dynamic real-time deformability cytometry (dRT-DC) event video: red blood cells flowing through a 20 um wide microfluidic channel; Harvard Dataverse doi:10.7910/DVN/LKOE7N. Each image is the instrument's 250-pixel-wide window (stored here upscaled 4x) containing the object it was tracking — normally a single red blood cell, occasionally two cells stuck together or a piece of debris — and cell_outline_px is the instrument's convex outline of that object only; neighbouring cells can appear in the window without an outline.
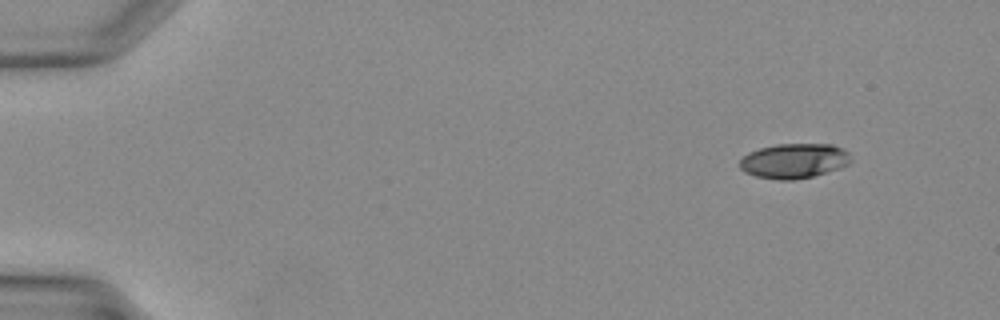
{"species": "Egyptian fruit bat (a non-hibernating species)", "species_latin": "Rousettus aegyptiacus", "temperature_condition": "warm", "stored_images_in_passage": 36, "camera_frame_rate_fps": 3000, "um_per_image_px": 0.085, "animal": {"sex": "female"}, "frame": {"image": 1, "passage_image": 1, "time_ms": 0.0, "image_size_px": [1000, 320], "cell_outline_px": [[852, 160], [848, 164], [840, 168], [812, 176], [792, 180], [780, 180], [756, 176], [744, 172], [740, 168], [740, 160], [748, 152], [760, 148], [776, 144], [832, 144], [848, 152]], "centroid_in_image_um": [67.49, 13.67], "position_along_channel_um": 17.5, "area_um2": 22.48}}
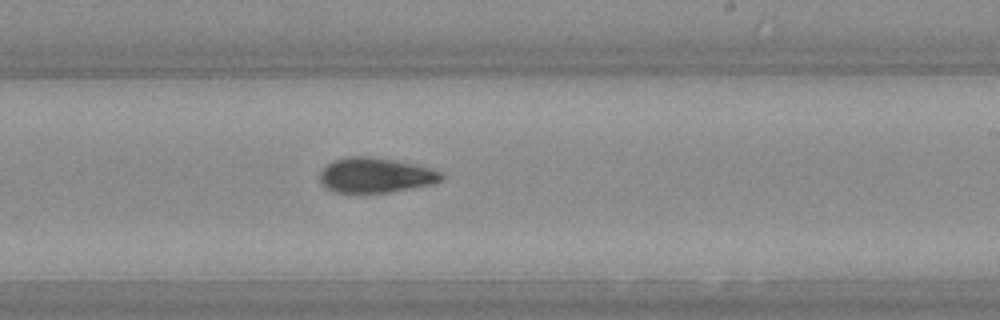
{"frame": {"image": 2, "passage_image": 21, "time_ms": 6.667, "image_size_px": [1000, 320], "cell_outline_px": [[444, 180], [432, 184], [412, 188], [388, 192], [332, 192], [320, 180], [320, 172], [332, 160], [348, 156], [368, 156], [392, 160], [412, 164], [428, 168], [440, 172], [444, 176]], "centroid_in_image_um": [31.91, 14.89], "position_along_channel_um": 257.1, "area_um2": 24.45}}
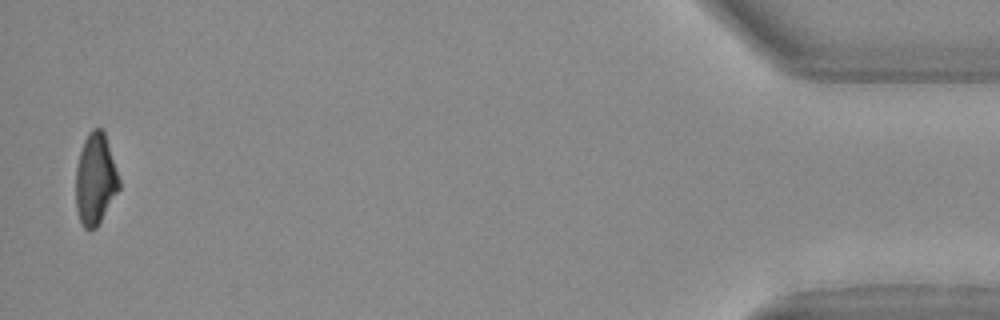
{"frame": {"image": 3, "passage_image": 35, "time_ms": 11.333, "image_size_px": [1000, 320], "cell_outline_px": [[120, 188], [96, 228], [92, 232], [88, 232], [84, 228], [80, 220], [76, 208], [76, 168], [80, 152], [84, 140], [88, 132], [92, 128], [100, 128], [104, 132], [120, 180]], "centroid_in_image_um": [8.1, 15.26], "position_along_channel_um": 427.1, "area_um2": 23.0}}